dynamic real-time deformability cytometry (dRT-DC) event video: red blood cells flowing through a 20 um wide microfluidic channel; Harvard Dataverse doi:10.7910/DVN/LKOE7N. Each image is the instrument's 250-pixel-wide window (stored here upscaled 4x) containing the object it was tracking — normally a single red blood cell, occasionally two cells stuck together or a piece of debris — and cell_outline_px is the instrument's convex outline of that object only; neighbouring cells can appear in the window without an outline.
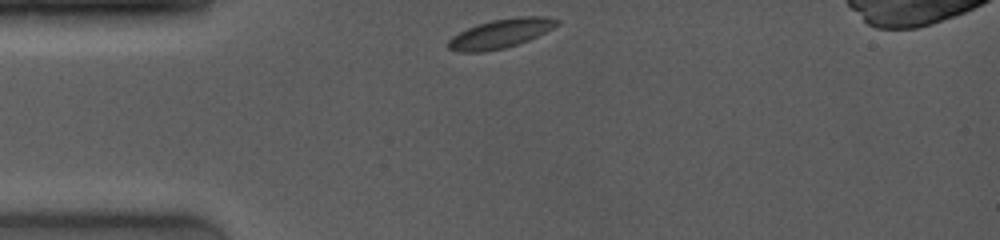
{"species": "common noctule bat (a hibernating species)", "species_latin": "Nyctalus noctula", "temperature_condition": "room temperature", "stored_images_in_passage": 26, "camera_frame_rate_fps": 4000, "um_per_image_px": 0.085, "animal": {"sex": "female", "body_mass_g": 19.0, "forearm_length_mm": 53.3}, "frame": {"image": 1, "passage_image": 1, "time_ms": 0.0, "image_size_px": [1000, 240], "cell_outline_px": [[560, 24], [520, 44], [504, 48], [484, 52], [456, 52], [448, 48], [448, 40], [452, 36], [476, 24], [492, 20], [516, 16], [544, 16], [560, 20]], "centroid_in_image_um": [42.54, 2.85], "position_along_channel_um": 42.5, "area_um2": 18.5}}
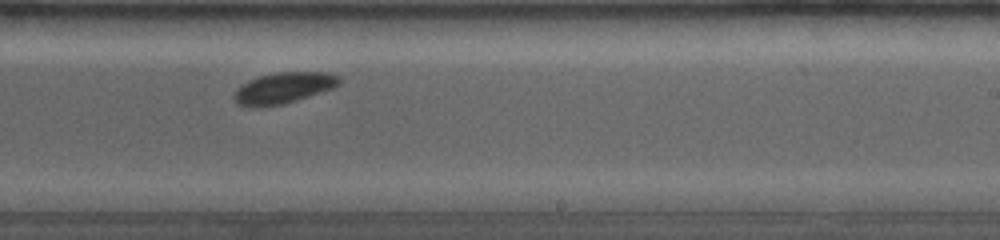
{"frame": {"image": 2, "passage_image": 14, "time_ms": 6.25, "image_size_px": [1000, 240], "cell_outline_px": [[340, 84], [332, 88], [284, 104], [252, 108], [236, 104], [232, 96], [236, 88], [240, 84], [248, 80], [260, 76], [276, 72], [328, 72], [340, 76]], "centroid_in_image_um": [24.04, 7.48], "position_along_channel_um": 265.0, "area_um2": 19.25}}
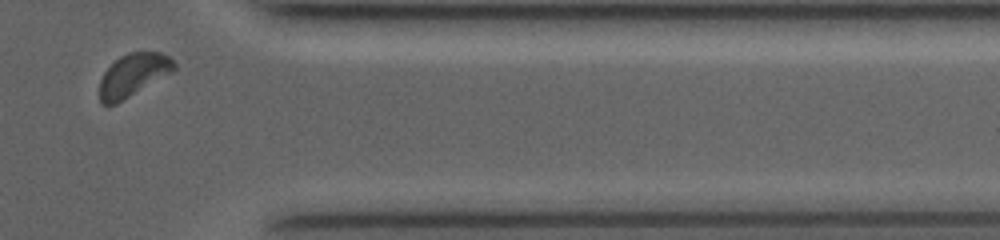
{"frame": {"image": 3, "passage_image": 24, "time_ms": 9.75, "image_size_px": [1000, 240], "cell_outline_px": [[176, 68], [172, 72], [116, 104], [100, 104], [100, 80], [104, 72], [120, 56], [128, 52], [160, 52], [168, 56], [176, 64]], "centroid_in_image_um": [11.32, 6.37], "position_along_channel_um": 400.1, "area_um2": 18.32}}